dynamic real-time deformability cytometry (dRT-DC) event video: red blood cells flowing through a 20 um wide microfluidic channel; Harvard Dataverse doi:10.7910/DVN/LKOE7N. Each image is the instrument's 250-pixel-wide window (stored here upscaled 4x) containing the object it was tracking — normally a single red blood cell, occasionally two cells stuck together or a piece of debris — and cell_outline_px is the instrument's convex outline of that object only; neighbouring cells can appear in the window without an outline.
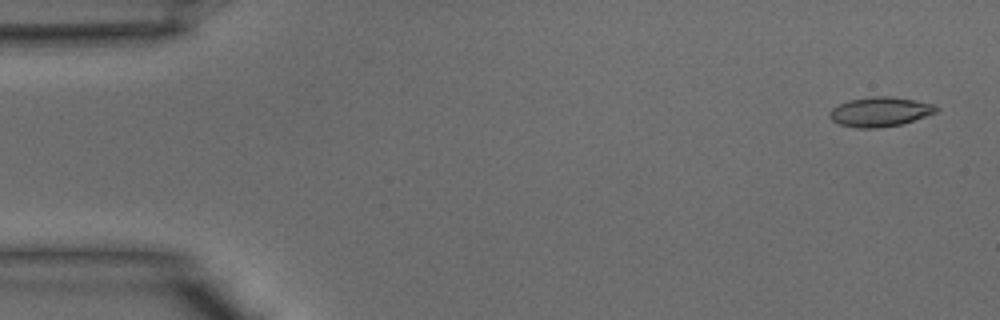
{"species": "common noctule bat (a hibernating species)", "species_latin": "Nyctalus noctula", "temperature_condition": "warm", "stored_images_in_passage": 12, "camera_frame_rate_fps": 3000, "um_per_image_px": 0.085, "animal": {"sex": "male", "body_mass_g": 15.6}, "frame": {"image": 1, "passage_image": 2, "time_ms": 0.333, "image_size_px": [1000, 320], "cell_outline_px": [[940, 108], [936, 112], [900, 124], [876, 128], [860, 128], [840, 124], [832, 120], [828, 116], [828, 112], [832, 108], [848, 100], [872, 96], [892, 96], [916, 100], [932, 104]], "centroid_in_image_um": [74.77, 9.48], "position_along_channel_um": 10.2, "area_um2": 18.21}}
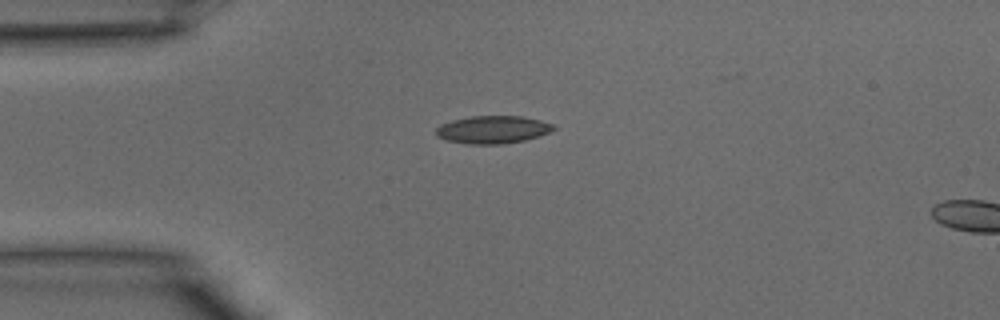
{"frame": {"image": 2, "passage_image": 10, "time_ms": 3.0, "image_size_px": [1000, 320], "cell_outline_px": [[556, 128], [540, 136], [524, 140], [500, 144], [468, 144], [444, 140], [436, 136], [436, 128], [440, 124], [452, 120], [468, 116], [524, 116], [540, 120], [552, 124]], "centroid_in_image_um": [41.84, 11.01], "position_along_channel_um": 43.2, "area_um2": 19.07}}